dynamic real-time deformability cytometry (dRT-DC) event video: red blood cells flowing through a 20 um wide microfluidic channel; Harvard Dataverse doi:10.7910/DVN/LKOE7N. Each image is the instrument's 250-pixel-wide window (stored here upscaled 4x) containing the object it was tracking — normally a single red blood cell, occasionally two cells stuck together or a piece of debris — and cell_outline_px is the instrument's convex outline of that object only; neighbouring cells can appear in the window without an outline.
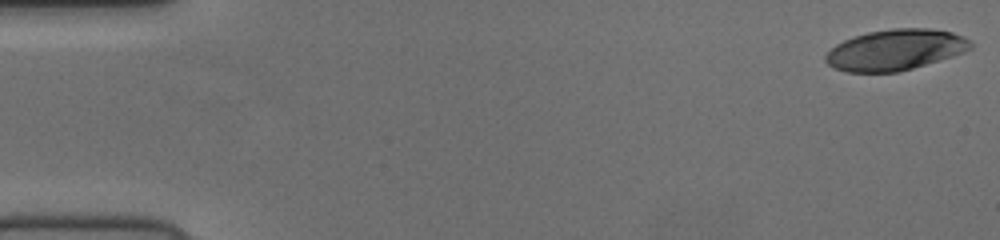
{"species": "human", "species_latin": "Homo sapiens", "temperature_condition": "cold", "stored_images_in_passage": 53, "camera_frame_rate_fps": 3000, "um_per_image_px": 0.085, "donor": {"sex": "female"}, "frame": {"image": 1, "passage_image": 1, "time_ms": 0.0, "image_size_px": [1000, 240], "cell_outline_px": [[972, 48], [964, 52], [952, 56], [912, 68], [896, 72], [848, 72], [836, 68], [828, 64], [824, 60], [824, 56], [836, 44], [844, 40], [868, 32], [892, 28], [928, 28], [952, 32], [964, 36], [972, 44]], "centroid_in_image_um": [76.1, 4.23], "position_along_channel_um": 8.9, "area_um2": 34.28}}
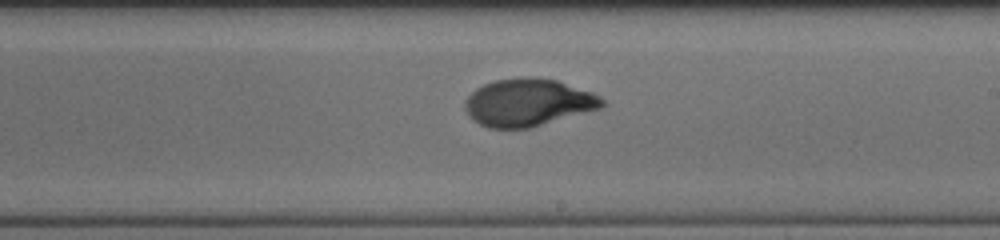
{"frame": {"image": 2, "passage_image": 31, "time_ms": 10.0, "image_size_px": [1000, 240], "cell_outline_px": [[604, 104], [600, 108], [528, 128], [488, 128], [472, 120], [468, 116], [464, 108], [464, 100], [476, 88], [484, 84], [496, 80], [524, 76], [528, 76], [556, 80], [592, 92], [604, 100]], "centroid_in_image_um": [44.83, 8.7], "position_along_channel_um": 244.2, "area_um2": 37.74}}
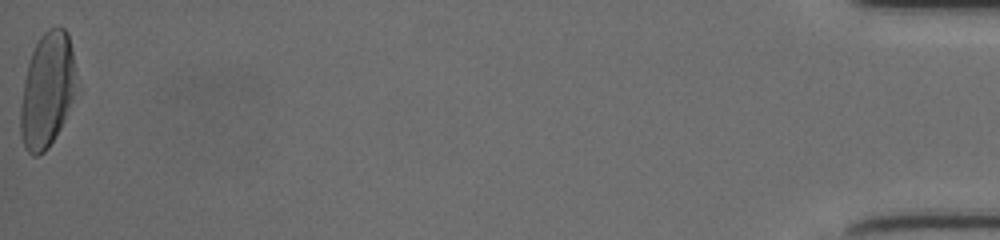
{"frame": {"image": 3, "passage_image": 53, "time_ms": 17.333, "image_size_px": [1000, 240], "cell_outline_px": [[80, 92], [60, 128], [48, 148], [44, 152], [36, 156], [32, 156], [28, 152], [20, 136], [20, 108], [24, 80], [28, 64], [32, 52], [40, 36], [48, 28], [56, 24], [64, 28], [68, 32], [76, 68]], "centroid_in_image_um": [4.07, 7.64], "position_along_channel_um": 431.1, "area_um2": 38.44}}